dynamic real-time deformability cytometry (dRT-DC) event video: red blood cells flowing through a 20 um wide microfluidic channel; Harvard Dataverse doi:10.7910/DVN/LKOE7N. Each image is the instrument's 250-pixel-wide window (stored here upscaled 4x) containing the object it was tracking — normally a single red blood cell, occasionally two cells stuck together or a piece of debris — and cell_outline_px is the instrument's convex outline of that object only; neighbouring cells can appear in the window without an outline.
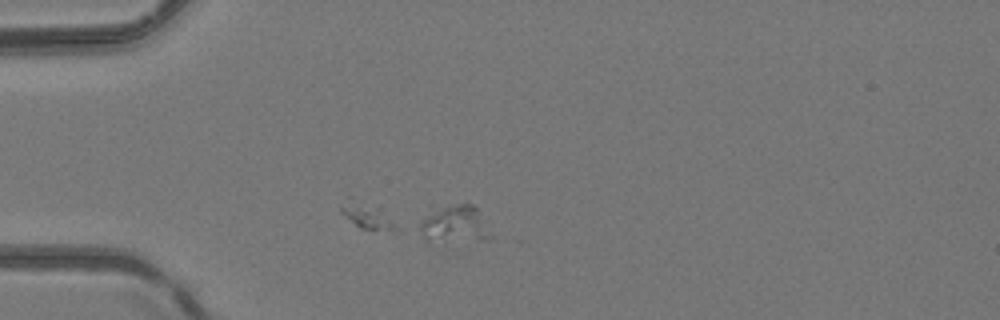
{"species": "common noctule bat (a hibernating species)", "species_latin": "Nyctalus noctula", "temperature_condition": "room temperature", "stored_images_in_passage": 6, "segment_of_instrument_passage": [2, 2], "camera_frame_rate_fps": 3000, "um_per_image_px": 0.085, "animal": {"sex": "female", "body_mass_g": 24.6, "forearm_length_mm": 56.2}, "frame": {"image": 1, "passage_image": 2, "time_ms": 1.333, "image_size_px": [1000, 320], "cell_outline_px": [[492, 236], [488, 240], [424, 240], [420, 228], [420, 220], [444, 208], [460, 204], [472, 204], [476, 208]], "centroid_in_image_um": [38.69, 19.09], "position_along_channel_um": 46.3, "area_um2": 14.39}}